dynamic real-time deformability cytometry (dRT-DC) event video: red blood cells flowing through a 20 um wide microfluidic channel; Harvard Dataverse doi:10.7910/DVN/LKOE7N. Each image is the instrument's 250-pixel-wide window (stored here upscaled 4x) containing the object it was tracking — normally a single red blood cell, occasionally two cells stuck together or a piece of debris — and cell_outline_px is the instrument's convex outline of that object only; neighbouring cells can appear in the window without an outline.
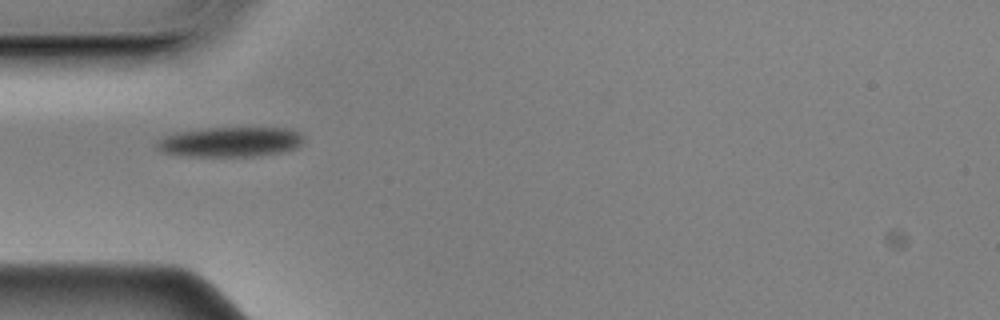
{"species": "Egyptian fruit bat (a non-hibernating species)", "species_latin": "Rousettus aegyptiacus", "temperature_condition": "cold", "stored_images_in_passage": 41, "camera_frame_rate_fps": 3000, "um_per_image_px": 0.085, "animal": {"sex": "male"}, "frame": {"image": 1, "passage_image": 1, "time_ms": 0.0, "image_size_px": [1000, 320], "cell_outline_px": [[304, 140], [296, 148], [280, 152], [256, 156], [188, 156], [160, 152], [156, 148], [156, 140], [164, 136], [176, 132], [204, 128], [284, 128], [300, 132]], "centroid_in_image_um": [19.52, 12.06], "position_along_channel_um": 65.5, "area_um2": 25.66}}
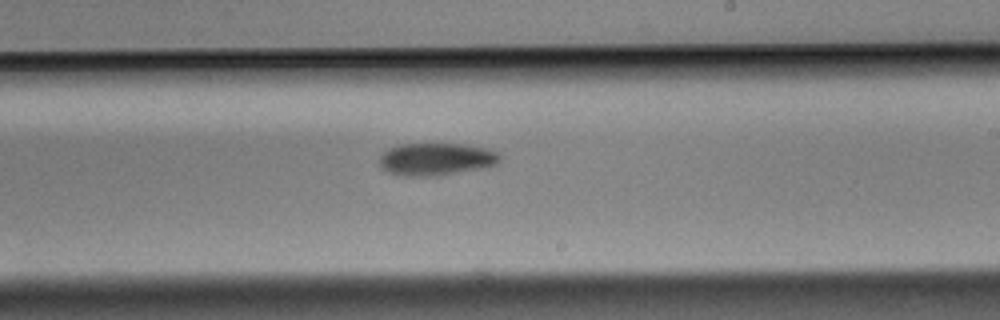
{"frame": {"image": 2, "passage_image": 17, "time_ms": 5.333, "image_size_px": [1000, 320], "cell_outline_px": [[500, 160], [496, 164], [480, 168], [436, 176], [404, 176], [388, 172], [380, 168], [380, 156], [388, 148], [400, 144], [464, 144], [484, 148], [496, 152], [500, 156]], "centroid_in_image_um": [37.02, 13.53], "position_along_channel_um": 252.0, "area_um2": 22.6}}
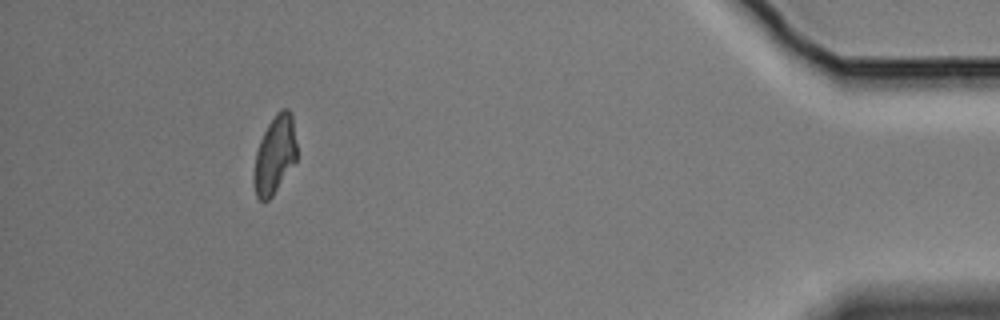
{"frame": {"image": 3, "passage_image": 36, "time_ms": 11.667, "image_size_px": [1000, 320], "cell_outline_px": [[296, 160], [272, 196], [264, 204], [256, 196], [252, 184], [252, 176], [256, 152], [260, 140], [268, 124], [276, 112], [280, 108], [288, 108], [292, 112], [296, 144]], "centroid_in_image_um": [23.33, 13.16], "position_along_channel_um": 411.9, "area_um2": 19.77}, "authors_computed_cell_mechanics": {"area_um2": 21.8484, "velocity_mm_per_s": 3.4965, "shape_relaxation_time_tau1_ms": 3.2308, "shape_relaxation_time_tau2_ms": null, "deformation_change_tau1": 0.1021, "deformation_change_tau2": null}}